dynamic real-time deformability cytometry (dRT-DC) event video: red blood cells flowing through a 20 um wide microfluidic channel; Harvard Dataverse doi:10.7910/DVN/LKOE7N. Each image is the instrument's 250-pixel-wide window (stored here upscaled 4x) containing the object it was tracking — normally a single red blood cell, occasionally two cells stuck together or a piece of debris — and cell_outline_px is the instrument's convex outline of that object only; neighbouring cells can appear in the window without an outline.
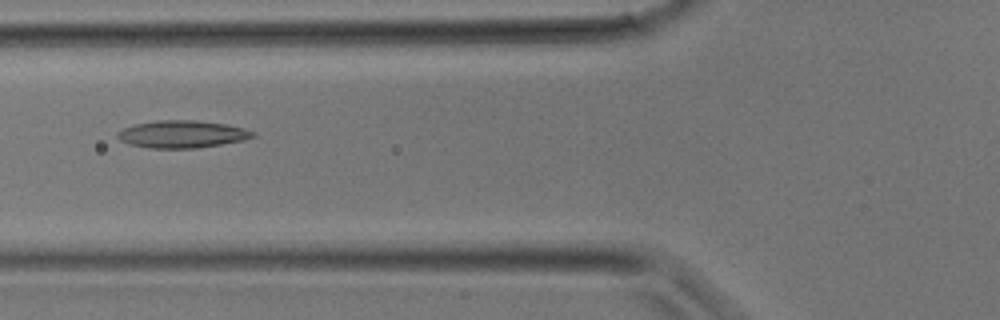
{"species": "common noctule bat (a hibernating species)", "species_latin": "Nyctalus noctula", "temperature_condition": "room temperature", "stored_images_in_passage": 27, "camera_frame_rate_fps": 3000, "um_per_image_px": 0.085, "animal": {"sex": "male", "body_mass_g": 17.9}, "frame": {"image": 1, "passage_image": 8, "time_ms": 2.333, "image_size_px": [1000, 320], "cell_outline_px": [[256, 136], [244, 140], [196, 148], [148, 148], [128, 144], [120, 140], [116, 136], [116, 132], [132, 124], [156, 120], [196, 120], [228, 124], [244, 128], [256, 132]], "centroid_in_image_um": [15.46, 11.39], "position_along_channel_um": 110.3, "area_um2": 21.85}}
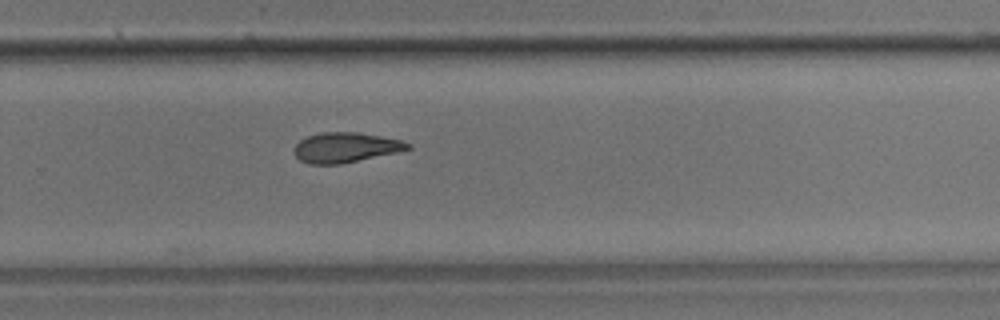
{"frame": {"image": 2, "passage_image": 17, "time_ms": 5.333, "image_size_px": [1000, 320], "cell_outline_px": [[412, 148], [396, 152], [340, 164], [308, 164], [300, 160], [292, 152], [296, 144], [300, 140], [308, 136], [320, 132], [356, 132], [380, 136], [400, 140], [412, 144]], "centroid_in_image_um": [29.33, 12.53], "position_along_channel_um": 300.5, "area_um2": 19.77}}
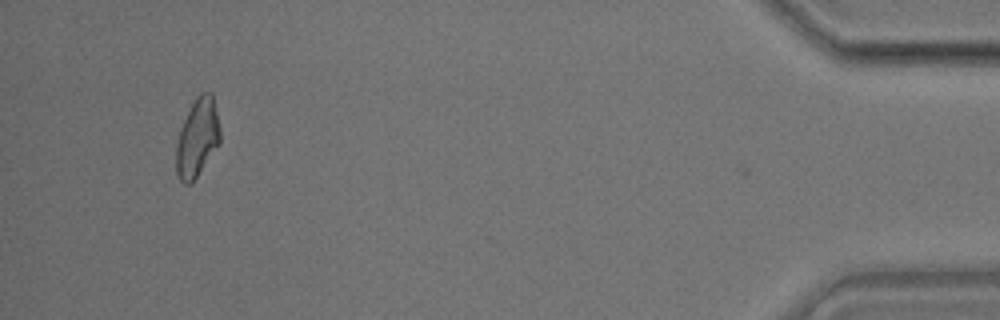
{"frame": {"image": 3, "passage_image": 26, "time_ms": 8.333, "image_size_px": [1000, 320], "cell_outline_px": [[220, 144], [192, 184], [184, 184], [180, 180], [176, 172], [176, 144], [180, 128], [196, 96], [200, 92], [212, 92], [220, 128]], "centroid_in_image_um": [16.78, 11.74], "position_along_channel_um": 418.4, "area_um2": 20.23}}